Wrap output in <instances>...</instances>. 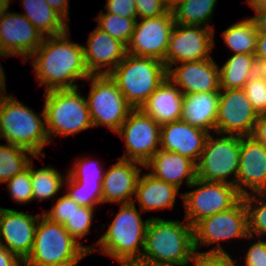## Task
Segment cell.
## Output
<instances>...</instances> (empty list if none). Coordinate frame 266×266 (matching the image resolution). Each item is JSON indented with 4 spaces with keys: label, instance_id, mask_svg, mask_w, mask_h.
<instances>
[{
    "label": "cell",
    "instance_id": "obj_1",
    "mask_svg": "<svg viewBox=\"0 0 266 266\" xmlns=\"http://www.w3.org/2000/svg\"><path fill=\"white\" fill-rule=\"evenodd\" d=\"M45 36L42 44L29 57L39 85L45 91L73 89L76 80H86L90 73L84 60L83 45L70 41L67 34Z\"/></svg>",
    "mask_w": 266,
    "mask_h": 266
},
{
    "label": "cell",
    "instance_id": "obj_2",
    "mask_svg": "<svg viewBox=\"0 0 266 266\" xmlns=\"http://www.w3.org/2000/svg\"><path fill=\"white\" fill-rule=\"evenodd\" d=\"M195 252L193 226L187 221L150 217L142 258L175 266H188Z\"/></svg>",
    "mask_w": 266,
    "mask_h": 266
},
{
    "label": "cell",
    "instance_id": "obj_3",
    "mask_svg": "<svg viewBox=\"0 0 266 266\" xmlns=\"http://www.w3.org/2000/svg\"><path fill=\"white\" fill-rule=\"evenodd\" d=\"M91 252L92 246L80 244L62 224L41 214L35 229L32 251L23 266H77Z\"/></svg>",
    "mask_w": 266,
    "mask_h": 266
},
{
    "label": "cell",
    "instance_id": "obj_4",
    "mask_svg": "<svg viewBox=\"0 0 266 266\" xmlns=\"http://www.w3.org/2000/svg\"><path fill=\"white\" fill-rule=\"evenodd\" d=\"M6 95L7 92L0 99V139L44 157L42 149L51 143L46 131L44 108L41 113H35L13 95Z\"/></svg>",
    "mask_w": 266,
    "mask_h": 266
},
{
    "label": "cell",
    "instance_id": "obj_5",
    "mask_svg": "<svg viewBox=\"0 0 266 266\" xmlns=\"http://www.w3.org/2000/svg\"><path fill=\"white\" fill-rule=\"evenodd\" d=\"M133 203L120 204L119 212L115 215L112 223L108 226L97 244L101 247L92 246V252L101 251L118 261L120 264L126 260L139 258L142 256L146 228L150 218L145 221L141 218V213ZM96 249V250H95Z\"/></svg>",
    "mask_w": 266,
    "mask_h": 266
},
{
    "label": "cell",
    "instance_id": "obj_6",
    "mask_svg": "<svg viewBox=\"0 0 266 266\" xmlns=\"http://www.w3.org/2000/svg\"><path fill=\"white\" fill-rule=\"evenodd\" d=\"M133 109H140L167 79L163 61L126 54L109 74Z\"/></svg>",
    "mask_w": 266,
    "mask_h": 266
},
{
    "label": "cell",
    "instance_id": "obj_7",
    "mask_svg": "<svg viewBox=\"0 0 266 266\" xmlns=\"http://www.w3.org/2000/svg\"><path fill=\"white\" fill-rule=\"evenodd\" d=\"M43 107L50 142L53 136L67 137L93 127L86 98L78 87L45 91Z\"/></svg>",
    "mask_w": 266,
    "mask_h": 266
},
{
    "label": "cell",
    "instance_id": "obj_8",
    "mask_svg": "<svg viewBox=\"0 0 266 266\" xmlns=\"http://www.w3.org/2000/svg\"><path fill=\"white\" fill-rule=\"evenodd\" d=\"M209 134L196 164V177L202 181L224 182L236 186L240 163L241 136ZM234 177L228 181V177Z\"/></svg>",
    "mask_w": 266,
    "mask_h": 266
},
{
    "label": "cell",
    "instance_id": "obj_9",
    "mask_svg": "<svg viewBox=\"0 0 266 266\" xmlns=\"http://www.w3.org/2000/svg\"><path fill=\"white\" fill-rule=\"evenodd\" d=\"M86 98L93 127L105 126L117 133L133 108L110 75H90Z\"/></svg>",
    "mask_w": 266,
    "mask_h": 266
},
{
    "label": "cell",
    "instance_id": "obj_10",
    "mask_svg": "<svg viewBox=\"0 0 266 266\" xmlns=\"http://www.w3.org/2000/svg\"><path fill=\"white\" fill-rule=\"evenodd\" d=\"M195 186L199 187L180 194L186 209L184 220L191 226L205 217L229 210L242 199L237 187L228 183L196 178L189 188Z\"/></svg>",
    "mask_w": 266,
    "mask_h": 266
},
{
    "label": "cell",
    "instance_id": "obj_11",
    "mask_svg": "<svg viewBox=\"0 0 266 266\" xmlns=\"http://www.w3.org/2000/svg\"><path fill=\"white\" fill-rule=\"evenodd\" d=\"M194 248L210 246L216 243V247L207 252H226L219 241L231 238H253L248 232V214L242 198L229 210L205 217L193 226Z\"/></svg>",
    "mask_w": 266,
    "mask_h": 266
},
{
    "label": "cell",
    "instance_id": "obj_12",
    "mask_svg": "<svg viewBox=\"0 0 266 266\" xmlns=\"http://www.w3.org/2000/svg\"><path fill=\"white\" fill-rule=\"evenodd\" d=\"M124 141L126 154L121 159L145 165L160 149L161 126L141 109H133L117 132Z\"/></svg>",
    "mask_w": 266,
    "mask_h": 266
},
{
    "label": "cell",
    "instance_id": "obj_13",
    "mask_svg": "<svg viewBox=\"0 0 266 266\" xmlns=\"http://www.w3.org/2000/svg\"><path fill=\"white\" fill-rule=\"evenodd\" d=\"M214 29L175 23L165 56L167 70L184 62L202 61L211 58Z\"/></svg>",
    "mask_w": 266,
    "mask_h": 266
},
{
    "label": "cell",
    "instance_id": "obj_14",
    "mask_svg": "<svg viewBox=\"0 0 266 266\" xmlns=\"http://www.w3.org/2000/svg\"><path fill=\"white\" fill-rule=\"evenodd\" d=\"M136 20L131 39L126 46L127 54L154 58L164 62L172 30L175 26L173 13Z\"/></svg>",
    "mask_w": 266,
    "mask_h": 266
},
{
    "label": "cell",
    "instance_id": "obj_15",
    "mask_svg": "<svg viewBox=\"0 0 266 266\" xmlns=\"http://www.w3.org/2000/svg\"><path fill=\"white\" fill-rule=\"evenodd\" d=\"M258 117L243 88L220 89L217 134L251 136Z\"/></svg>",
    "mask_w": 266,
    "mask_h": 266
},
{
    "label": "cell",
    "instance_id": "obj_16",
    "mask_svg": "<svg viewBox=\"0 0 266 266\" xmlns=\"http://www.w3.org/2000/svg\"><path fill=\"white\" fill-rule=\"evenodd\" d=\"M44 37L21 12L6 11L0 18V47L6 56H23L27 62Z\"/></svg>",
    "mask_w": 266,
    "mask_h": 266
},
{
    "label": "cell",
    "instance_id": "obj_17",
    "mask_svg": "<svg viewBox=\"0 0 266 266\" xmlns=\"http://www.w3.org/2000/svg\"><path fill=\"white\" fill-rule=\"evenodd\" d=\"M40 215H31L9 208H4L1 214L0 244L22 262L32 251L35 229Z\"/></svg>",
    "mask_w": 266,
    "mask_h": 266
},
{
    "label": "cell",
    "instance_id": "obj_18",
    "mask_svg": "<svg viewBox=\"0 0 266 266\" xmlns=\"http://www.w3.org/2000/svg\"><path fill=\"white\" fill-rule=\"evenodd\" d=\"M236 187L242 196L250 194L247 189L252 193L266 191V146L252 136H241Z\"/></svg>",
    "mask_w": 266,
    "mask_h": 266
},
{
    "label": "cell",
    "instance_id": "obj_19",
    "mask_svg": "<svg viewBox=\"0 0 266 266\" xmlns=\"http://www.w3.org/2000/svg\"><path fill=\"white\" fill-rule=\"evenodd\" d=\"M180 64H175L176 67L167 70V78L183 94L220 92L219 66L212 57Z\"/></svg>",
    "mask_w": 266,
    "mask_h": 266
},
{
    "label": "cell",
    "instance_id": "obj_20",
    "mask_svg": "<svg viewBox=\"0 0 266 266\" xmlns=\"http://www.w3.org/2000/svg\"><path fill=\"white\" fill-rule=\"evenodd\" d=\"M86 44L83 45L84 60L90 75H109L127 54L122 42L97 26L90 33Z\"/></svg>",
    "mask_w": 266,
    "mask_h": 266
},
{
    "label": "cell",
    "instance_id": "obj_21",
    "mask_svg": "<svg viewBox=\"0 0 266 266\" xmlns=\"http://www.w3.org/2000/svg\"><path fill=\"white\" fill-rule=\"evenodd\" d=\"M143 164L119 159L108 171H105L102 182V203L129 204L134 202L136 184Z\"/></svg>",
    "mask_w": 266,
    "mask_h": 266
},
{
    "label": "cell",
    "instance_id": "obj_22",
    "mask_svg": "<svg viewBox=\"0 0 266 266\" xmlns=\"http://www.w3.org/2000/svg\"><path fill=\"white\" fill-rule=\"evenodd\" d=\"M208 135L182 120L171 122L161 126L160 149L177 152L197 164Z\"/></svg>",
    "mask_w": 266,
    "mask_h": 266
},
{
    "label": "cell",
    "instance_id": "obj_23",
    "mask_svg": "<svg viewBox=\"0 0 266 266\" xmlns=\"http://www.w3.org/2000/svg\"><path fill=\"white\" fill-rule=\"evenodd\" d=\"M151 169L149 172L157 179L175 185L180 189L184 179L189 187L196 177V164L189 158L177 152L159 149L152 158L144 165Z\"/></svg>",
    "mask_w": 266,
    "mask_h": 266
},
{
    "label": "cell",
    "instance_id": "obj_24",
    "mask_svg": "<svg viewBox=\"0 0 266 266\" xmlns=\"http://www.w3.org/2000/svg\"><path fill=\"white\" fill-rule=\"evenodd\" d=\"M182 103L183 93L167 78L140 109L162 126L181 119Z\"/></svg>",
    "mask_w": 266,
    "mask_h": 266
},
{
    "label": "cell",
    "instance_id": "obj_25",
    "mask_svg": "<svg viewBox=\"0 0 266 266\" xmlns=\"http://www.w3.org/2000/svg\"><path fill=\"white\" fill-rule=\"evenodd\" d=\"M220 92H204L183 94L182 121L205 130L216 133Z\"/></svg>",
    "mask_w": 266,
    "mask_h": 266
},
{
    "label": "cell",
    "instance_id": "obj_26",
    "mask_svg": "<svg viewBox=\"0 0 266 266\" xmlns=\"http://www.w3.org/2000/svg\"><path fill=\"white\" fill-rule=\"evenodd\" d=\"M179 189L170 183L157 179L152 174L139 175L135 197L142 212L174 208Z\"/></svg>",
    "mask_w": 266,
    "mask_h": 266
},
{
    "label": "cell",
    "instance_id": "obj_27",
    "mask_svg": "<svg viewBox=\"0 0 266 266\" xmlns=\"http://www.w3.org/2000/svg\"><path fill=\"white\" fill-rule=\"evenodd\" d=\"M23 14L44 36H56L69 30V24L45 0H21Z\"/></svg>",
    "mask_w": 266,
    "mask_h": 266
},
{
    "label": "cell",
    "instance_id": "obj_28",
    "mask_svg": "<svg viewBox=\"0 0 266 266\" xmlns=\"http://www.w3.org/2000/svg\"><path fill=\"white\" fill-rule=\"evenodd\" d=\"M256 73L253 54H233L219 67L220 89H240Z\"/></svg>",
    "mask_w": 266,
    "mask_h": 266
},
{
    "label": "cell",
    "instance_id": "obj_29",
    "mask_svg": "<svg viewBox=\"0 0 266 266\" xmlns=\"http://www.w3.org/2000/svg\"><path fill=\"white\" fill-rule=\"evenodd\" d=\"M218 0H180L171 10L174 21L178 24L204 26L213 28L209 25L212 19L214 8Z\"/></svg>",
    "mask_w": 266,
    "mask_h": 266
},
{
    "label": "cell",
    "instance_id": "obj_30",
    "mask_svg": "<svg viewBox=\"0 0 266 266\" xmlns=\"http://www.w3.org/2000/svg\"><path fill=\"white\" fill-rule=\"evenodd\" d=\"M258 31L252 17L232 24L222 32L225 45L234 54H253L256 50Z\"/></svg>",
    "mask_w": 266,
    "mask_h": 266
},
{
    "label": "cell",
    "instance_id": "obj_31",
    "mask_svg": "<svg viewBox=\"0 0 266 266\" xmlns=\"http://www.w3.org/2000/svg\"><path fill=\"white\" fill-rule=\"evenodd\" d=\"M26 153L33 159L40 158L21 146L9 143L0 144V183H6L13 176L28 168L32 160Z\"/></svg>",
    "mask_w": 266,
    "mask_h": 266
},
{
    "label": "cell",
    "instance_id": "obj_32",
    "mask_svg": "<svg viewBox=\"0 0 266 266\" xmlns=\"http://www.w3.org/2000/svg\"><path fill=\"white\" fill-rule=\"evenodd\" d=\"M33 161L30 163V173L33 189V200L45 201L53 198L61 187L65 186L64 178L54 167H41L34 169Z\"/></svg>",
    "mask_w": 266,
    "mask_h": 266
},
{
    "label": "cell",
    "instance_id": "obj_33",
    "mask_svg": "<svg viewBox=\"0 0 266 266\" xmlns=\"http://www.w3.org/2000/svg\"><path fill=\"white\" fill-rule=\"evenodd\" d=\"M242 198L248 214L249 235L254 238L255 235L257 238L266 236V191L256 192L253 195L250 193Z\"/></svg>",
    "mask_w": 266,
    "mask_h": 266
},
{
    "label": "cell",
    "instance_id": "obj_34",
    "mask_svg": "<svg viewBox=\"0 0 266 266\" xmlns=\"http://www.w3.org/2000/svg\"><path fill=\"white\" fill-rule=\"evenodd\" d=\"M100 12L94 18L98 21L97 27L127 46L135 28L136 19L120 17L110 12L105 13L102 10Z\"/></svg>",
    "mask_w": 266,
    "mask_h": 266
},
{
    "label": "cell",
    "instance_id": "obj_35",
    "mask_svg": "<svg viewBox=\"0 0 266 266\" xmlns=\"http://www.w3.org/2000/svg\"><path fill=\"white\" fill-rule=\"evenodd\" d=\"M64 184L68 189L66 195L80 206L96 208L102 203V184L77 183L68 174Z\"/></svg>",
    "mask_w": 266,
    "mask_h": 266
},
{
    "label": "cell",
    "instance_id": "obj_36",
    "mask_svg": "<svg viewBox=\"0 0 266 266\" xmlns=\"http://www.w3.org/2000/svg\"><path fill=\"white\" fill-rule=\"evenodd\" d=\"M67 174L77 183L102 184L105 171L90 158H79Z\"/></svg>",
    "mask_w": 266,
    "mask_h": 266
},
{
    "label": "cell",
    "instance_id": "obj_37",
    "mask_svg": "<svg viewBox=\"0 0 266 266\" xmlns=\"http://www.w3.org/2000/svg\"><path fill=\"white\" fill-rule=\"evenodd\" d=\"M95 208L80 206L63 225L67 232L77 241L90 232Z\"/></svg>",
    "mask_w": 266,
    "mask_h": 266
},
{
    "label": "cell",
    "instance_id": "obj_38",
    "mask_svg": "<svg viewBox=\"0 0 266 266\" xmlns=\"http://www.w3.org/2000/svg\"><path fill=\"white\" fill-rule=\"evenodd\" d=\"M9 195L15 202L28 203L33 201V189L30 173V164L26 170L16 174L7 182Z\"/></svg>",
    "mask_w": 266,
    "mask_h": 266
},
{
    "label": "cell",
    "instance_id": "obj_39",
    "mask_svg": "<svg viewBox=\"0 0 266 266\" xmlns=\"http://www.w3.org/2000/svg\"><path fill=\"white\" fill-rule=\"evenodd\" d=\"M258 115H266V80L255 73L243 87Z\"/></svg>",
    "mask_w": 266,
    "mask_h": 266
},
{
    "label": "cell",
    "instance_id": "obj_40",
    "mask_svg": "<svg viewBox=\"0 0 266 266\" xmlns=\"http://www.w3.org/2000/svg\"><path fill=\"white\" fill-rule=\"evenodd\" d=\"M75 208H80V205L72 200L68 195L63 194L56 200L50 211H43L42 214L53 222L64 225L68 218L73 214Z\"/></svg>",
    "mask_w": 266,
    "mask_h": 266
},
{
    "label": "cell",
    "instance_id": "obj_41",
    "mask_svg": "<svg viewBox=\"0 0 266 266\" xmlns=\"http://www.w3.org/2000/svg\"><path fill=\"white\" fill-rule=\"evenodd\" d=\"M191 261L194 262V266H237L235 265L236 260L233 261L229 253L226 252H200L195 250Z\"/></svg>",
    "mask_w": 266,
    "mask_h": 266
},
{
    "label": "cell",
    "instance_id": "obj_42",
    "mask_svg": "<svg viewBox=\"0 0 266 266\" xmlns=\"http://www.w3.org/2000/svg\"><path fill=\"white\" fill-rule=\"evenodd\" d=\"M137 18H151L165 15L169 10L160 0H135Z\"/></svg>",
    "mask_w": 266,
    "mask_h": 266
},
{
    "label": "cell",
    "instance_id": "obj_43",
    "mask_svg": "<svg viewBox=\"0 0 266 266\" xmlns=\"http://www.w3.org/2000/svg\"><path fill=\"white\" fill-rule=\"evenodd\" d=\"M106 12L137 20V9L135 0H106Z\"/></svg>",
    "mask_w": 266,
    "mask_h": 266
},
{
    "label": "cell",
    "instance_id": "obj_44",
    "mask_svg": "<svg viewBox=\"0 0 266 266\" xmlns=\"http://www.w3.org/2000/svg\"><path fill=\"white\" fill-rule=\"evenodd\" d=\"M247 251L245 266H266V239L255 241Z\"/></svg>",
    "mask_w": 266,
    "mask_h": 266
},
{
    "label": "cell",
    "instance_id": "obj_45",
    "mask_svg": "<svg viewBox=\"0 0 266 266\" xmlns=\"http://www.w3.org/2000/svg\"><path fill=\"white\" fill-rule=\"evenodd\" d=\"M251 136L266 146V115H259Z\"/></svg>",
    "mask_w": 266,
    "mask_h": 266
},
{
    "label": "cell",
    "instance_id": "obj_46",
    "mask_svg": "<svg viewBox=\"0 0 266 266\" xmlns=\"http://www.w3.org/2000/svg\"><path fill=\"white\" fill-rule=\"evenodd\" d=\"M67 23L69 22V0H45Z\"/></svg>",
    "mask_w": 266,
    "mask_h": 266
},
{
    "label": "cell",
    "instance_id": "obj_47",
    "mask_svg": "<svg viewBox=\"0 0 266 266\" xmlns=\"http://www.w3.org/2000/svg\"><path fill=\"white\" fill-rule=\"evenodd\" d=\"M0 266H23V262L0 244Z\"/></svg>",
    "mask_w": 266,
    "mask_h": 266
},
{
    "label": "cell",
    "instance_id": "obj_48",
    "mask_svg": "<svg viewBox=\"0 0 266 266\" xmlns=\"http://www.w3.org/2000/svg\"><path fill=\"white\" fill-rule=\"evenodd\" d=\"M120 266H175V265H170V264H165V263H160V262H153V261L144 259L142 257H139V258H133V259L126 260L123 263H121Z\"/></svg>",
    "mask_w": 266,
    "mask_h": 266
},
{
    "label": "cell",
    "instance_id": "obj_49",
    "mask_svg": "<svg viewBox=\"0 0 266 266\" xmlns=\"http://www.w3.org/2000/svg\"><path fill=\"white\" fill-rule=\"evenodd\" d=\"M254 55L256 60L266 58V33L264 32H258Z\"/></svg>",
    "mask_w": 266,
    "mask_h": 266
},
{
    "label": "cell",
    "instance_id": "obj_50",
    "mask_svg": "<svg viewBox=\"0 0 266 266\" xmlns=\"http://www.w3.org/2000/svg\"><path fill=\"white\" fill-rule=\"evenodd\" d=\"M254 11L256 15L252 18L255 22L257 31L266 33V7Z\"/></svg>",
    "mask_w": 266,
    "mask_h": 266
},
{
    "label": "cell",
    "instance_id": "obj_51",
    "mask_svg": "<svg viewBox=\"0 0 266 266\" xmlns=\"http://www.w3.org/2000/svg\"><path fill=\"white\" fill-rule=\"evenodd\" d=\"M256 73L266 80V58L256 60Z\"/></svg>",
    "mask_w": 266,
    "mask_h": 266
},
{
    "label": "cell",
    "instance_id": "obj_52",
    "mask_svg": "<svg viewBox=\"0 0 266 266\" xmlns=\"http://www.w3.org/2000/svg\"><path fill=\"white\" fill-rule=\"evenodd\" d=\"M1 63V62H0ZM6 77L2 64H0V99L5 96L6 92ZM4 93V94H3Z\"/></svg>",
    "mask_w": 266,
    "mask_h": 266
},
{
    "label": "cell",
    "instance_id": "obj_53",
    "mask_svg": "<svg viewBox=\"0 0 266 266\" xmlns=\"http://www.w3.org/2000/svg\"><path fill=\"white\" fill-rule=\"evenodd\" d=\"M254 10H259L266 7V0H250L248 3Z\"/></svg>",
    "mask_w": 266,
    "mask_h": 266
},
{
    "label": "cell",
    "instance_id": "obj_54",
    "mask_svg": "<svg viewBox=\"0 0 266 266\" xmlns=\"http://www.w3.org/2000/svg\"><path fill=\"white\" fill-rule=\"evenodd\" d=\"M168 10H172L180 0H160Z\"/></svg>",
    "mask_w": 266,
    "mask_h": 266
},
{
    "label": "cell",
    "instance_id": "obj_55",
    "mask_svg": "<svg viewBox=\"0 0 266 266\" xmlns=\"http://www.w3.org/2000/svg\"><path fill=\"white\" fill-rule=\"evenodd\" d=\"M10 2H0V18L5 14L9 9Z\"/></svg>",
    "mask_w": 266,
    "mask_h": 266
},
{
    "label": "cell",
    "instance_id": "obj_56",
    "mask_svg": "<svg viewBox=\"0 0 266 266\" xmlns=\"http://www.w3.org/2000/svg\"><path fill=\"white\" fill-rule=\"evenodd\" d=\"M0 57H6V55L3 53L1 47H0Z\"/></svg>",
    "mask_w": 266,
    "mask_h": 266
},
{
    "label": "cell",
    "instance_id": "obj_57",
    "mask_svg": "<svg viewBox=\"0 0 266 266\" xmlns=\"http://www.w3.org/2000/svg\"><path fill=\"white\" fill-rule=\"evenodd\" d=\"M0 2H11V0H0Z\"/></svg>",
    "mask_w": 266,
    "mask_h": 266
},
{
    "label": "cell",
    "instance_id": "obj_58",
    "mask_svg": "<svg viewBox=\"0 0 266 266\" xmlns=\"http://www.w3.org/2000/svg\"><path fill=\"white\" fill-rule=\"evenodd\" d=\"M3 210H4V208L0 207V217H1V214H2Z\"/></svg>",
    "mask_w": 266,
    "mask_h": 266
}]
</instances>
